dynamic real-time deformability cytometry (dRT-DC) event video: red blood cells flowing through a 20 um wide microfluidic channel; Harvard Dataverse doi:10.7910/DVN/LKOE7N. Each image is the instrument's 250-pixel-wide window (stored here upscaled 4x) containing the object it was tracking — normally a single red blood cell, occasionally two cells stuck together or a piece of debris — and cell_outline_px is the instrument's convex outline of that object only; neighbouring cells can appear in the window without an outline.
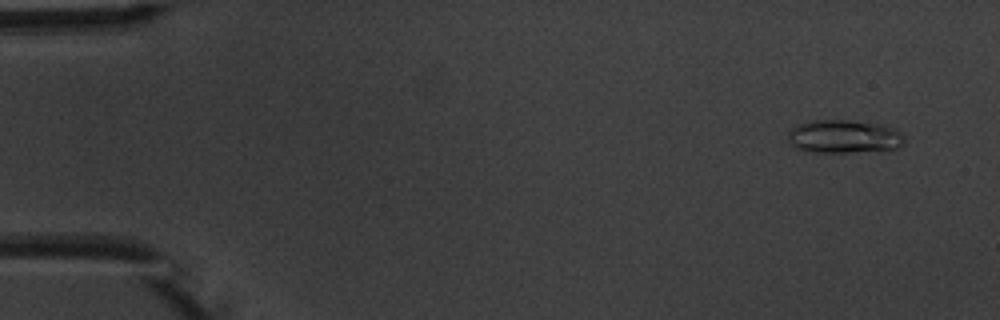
{"species": "common noctule bat (a hibernating species)", "species_latin": "Nyctalus noctula", "temperature_condition": "warm", "stored_images_in_passage": 9, "camera_frame_rate_fps": 3000, "um_per_image_px": 0.085, "animal": {"sex": "male", "body_mass_g": 20.1, "forearm_length_mm": 53.5}, "frame": {"image": 1, "passage_image": 2, "time_ms": 1.0, "image_size_px": [1000, 320], "cell_outline_px": [[904, 144], [900, 148], [852, 152], [808, 152], [796, 148], [788, 140], [788, 132], [792, 128], [800, 124], [812, 120], [848, 120], [880, 124], [896, 128], [904, 136]], "centroid_in_image_um": [71.76, 11.61], "position_along_channel_um": 13.2, "area_um2": 22.66}}
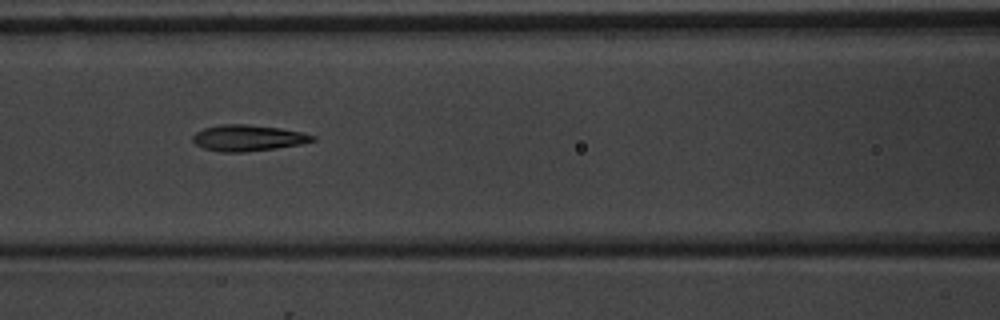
{"frame": {"image": 2, "passage_image": 7, "time_ms": 7.667, "image_size_px": [1000, 320], "cell_outline_px": [[316, 140], [300, 144], [276, 148], [244, 152], [220, 152], [204, 148], [196, 144], [192, 140], [192, 136], [196, 132], [204, 128], [220, 124], [248, 124], [280, 128], [300, 132], [316, 136]], "centroid_in_image_um": [21.06, 11.72], "position_along_channel_um": 145.5, "area_um2": 18.21}}
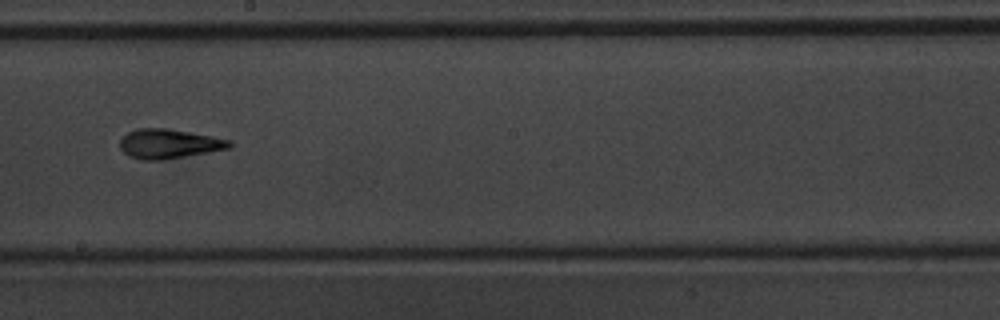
{"frame": {"image": 3, "passage_image": 9, "time_ms": 10.0, "image_size_px": [1000, 320], "cell_outline_px": [[232, 148], [212, 152], [164, 160], [144, 160], [128, 156], [120, 148], [120, 140], [128, 132], [136, 128], [168, 128], [212, 136], [232, 140]], "centroid_in_image_um": [14.4, 12.23], "position_along_channel_um": 233.8, "area_um2": 19.07}}